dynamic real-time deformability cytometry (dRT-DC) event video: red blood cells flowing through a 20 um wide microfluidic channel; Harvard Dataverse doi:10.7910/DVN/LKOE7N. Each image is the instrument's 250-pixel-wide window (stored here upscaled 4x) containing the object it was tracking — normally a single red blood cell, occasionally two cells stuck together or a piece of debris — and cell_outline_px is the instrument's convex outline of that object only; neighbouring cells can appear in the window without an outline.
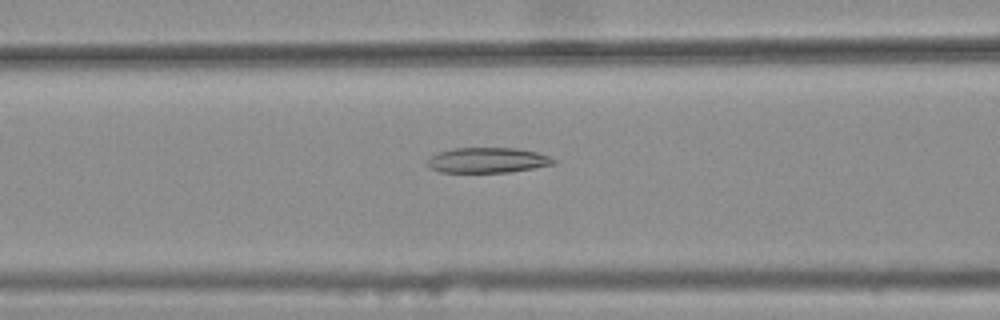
{"species": "common noctule bat (a hibernating species)", "species_latin": "Nyctalus noctula", "temperature_condition": "warm", "stored_images_in_passage": 35, "camera_frame_rate_fps": 3000, "um_per_image_px": 0.085, "animal": {"sex": "female", "body_mass_g": 25.1}, "frame": {"image": 1, "passage_image": 9, "time_ms": 2.667, "image_size_px": [1000, 320], "cell_outline_px": [[556, 164], [508, 172], [440, 172], [432, 168], [428, 164], [428, 160], [432, 156], [440, 152], [452, 148], [516, 148], [536, 152], [548, 156], [556, 160]], "centroid_in_image_um": [41.47, 13.61], "position_along_channel_um": 125.1, "area_um2": 18.32}}
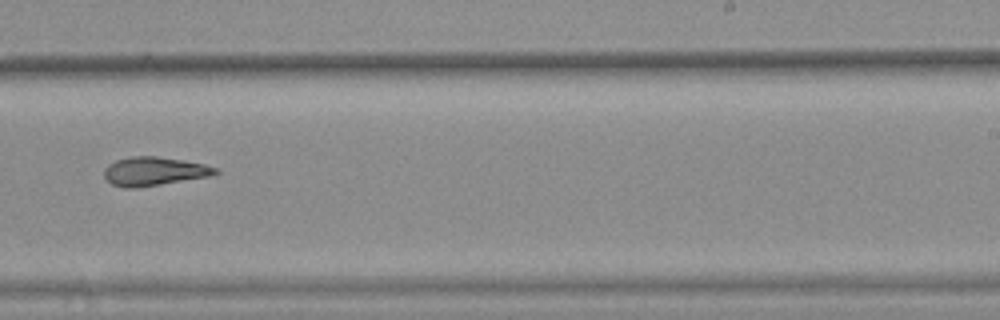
{"frame": {"image": 2, "passage_image": 21, "time_ms": 6.667, "image_size_px": [1000, 320], "cell_outline_px": [[220, 172], [212, 176], [136, 188], [124, 188], [112, 184], [104, 176], [104, 168], [108, 164], [116, 160], [132, 156], [156, 156], [204, 164], [220, 168]], "centroid_in_image_um": [13.12, 14.56], "position_along_channel_um": 275.9, "area_um2": 18.67}}
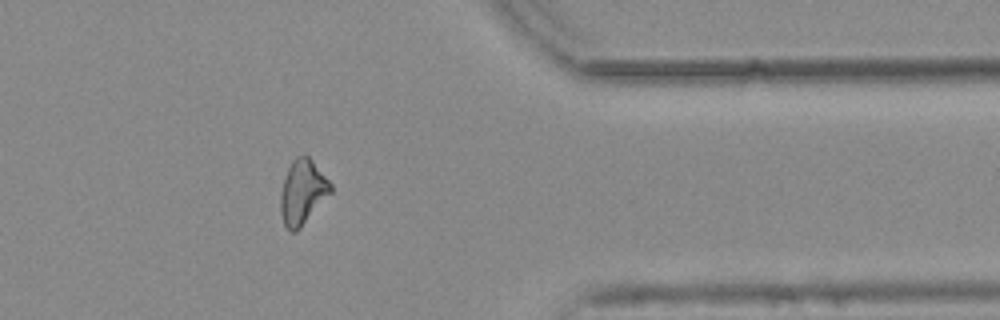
{"frame": {"image": 3, "passage_image": 31, "time_ms": 10.0, "image_size_px": [1000, 320], "cell_outline_px": [[332, 192], [300, 228], [296, 232], [288, 232], [284, 224], [280, 212], [280, 196], [284, 180], [288, 168], [292, 160], [296, 156], [308, 156], [312, 160], [332, 184]], "centroid_in_image_um": [25.71, 16.35], "position_along_channel_um": 385.7, "area_um2": 18.79}, "authors_computed_cell_mechanics": {"area_um2": 18.6116, "velocity_mm_per_s": 3.7742, "shape_relaxation_time_tau1_ms": null, "shape_relaxation_time_tau2_ms": 6.7193, "deformation_change_tau1": null, "deformation_change_tau2": 0.1767}}